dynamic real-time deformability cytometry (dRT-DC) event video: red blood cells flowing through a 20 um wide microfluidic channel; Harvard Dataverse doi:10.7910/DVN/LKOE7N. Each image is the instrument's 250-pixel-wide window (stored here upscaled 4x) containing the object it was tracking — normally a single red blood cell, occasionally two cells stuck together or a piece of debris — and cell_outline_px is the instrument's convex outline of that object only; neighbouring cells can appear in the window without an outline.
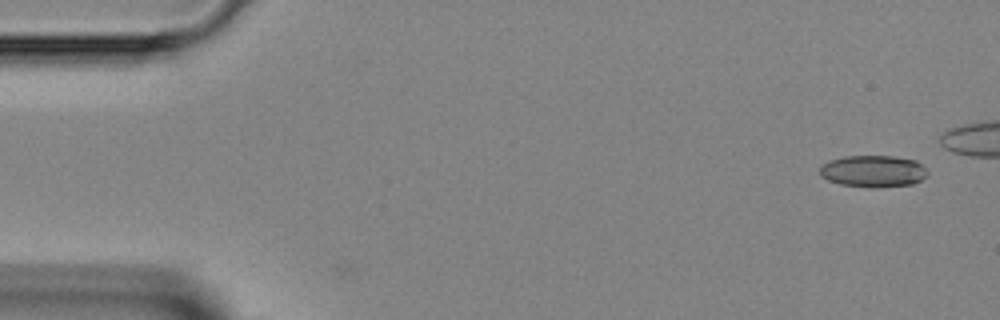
{"species": "Egyptian fruit bat (a non-hibernating species)", "species_latin": "Rousettus aegyptiacus", "temperature_condition": "room temperature", "stored_images_in_passage": 2, "camera_frame_rate_fps": 3000, "um_per_image_px": 0.085, "animal": {"sex": "female"}, "frame": {"image": 1, "passage_image": 2, "time_ms": 0.333, "image_size_px": [1000, 320], "cell_outline_px": [[928, 176], [912, 184], [840, 184], [828, 180], [820, 176], [820, 164], [828, 160], [844, 156], [896, 156], [916, 160], [928, 172]], "centroid_in_image_um": [74.18, 14.48], "position_along_channel_um": 10.8, "area_um2": 19.13}}